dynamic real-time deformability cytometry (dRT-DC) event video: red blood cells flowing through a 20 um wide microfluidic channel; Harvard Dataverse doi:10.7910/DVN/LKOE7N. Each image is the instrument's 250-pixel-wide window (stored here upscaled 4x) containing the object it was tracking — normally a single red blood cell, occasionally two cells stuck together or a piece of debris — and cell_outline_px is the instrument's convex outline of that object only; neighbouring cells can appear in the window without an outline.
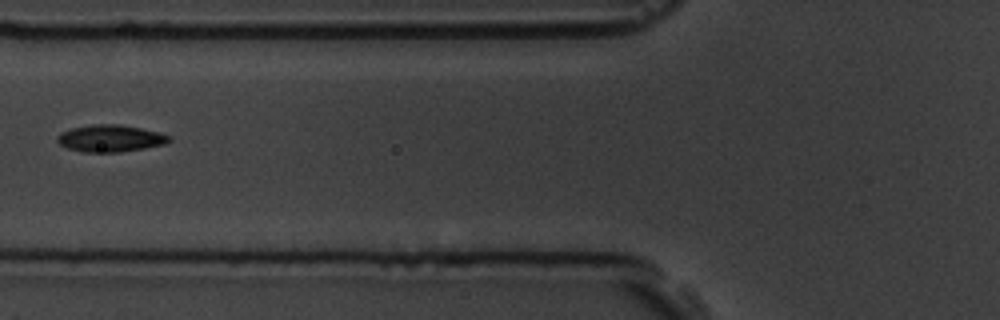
{"species": "common noctule bat (a hibernating species)", "species_latin": "Nyctalus noctula", "temperature_condition": "room temperature", "stored_images_in_passage": 2, "camera_frame_rate_fps": 3000, "um_per_image_px": 0.085, "animal": {"sex": "male", "body_mass_g": 19.5, "forearm_length_mm": 54.6}, "frame": {"image": 1, "passage_image": 2, "time_ms": 1.0, "image_size_px": [1000, 320], "cell_outline_px": [[172, 140], [164, 144], [144, 148], [120, 152], [80, 152], [68, 148], [60, 144], [56, 140], [56, 136], [60, 132], [72, 128], [92, 124], [120, 124], [160, 132], [172, 136]], "centroid_in_image_um": [9.38, 11.75], "position_along_channel_um": 116.4, "area_um2": 17.74}}